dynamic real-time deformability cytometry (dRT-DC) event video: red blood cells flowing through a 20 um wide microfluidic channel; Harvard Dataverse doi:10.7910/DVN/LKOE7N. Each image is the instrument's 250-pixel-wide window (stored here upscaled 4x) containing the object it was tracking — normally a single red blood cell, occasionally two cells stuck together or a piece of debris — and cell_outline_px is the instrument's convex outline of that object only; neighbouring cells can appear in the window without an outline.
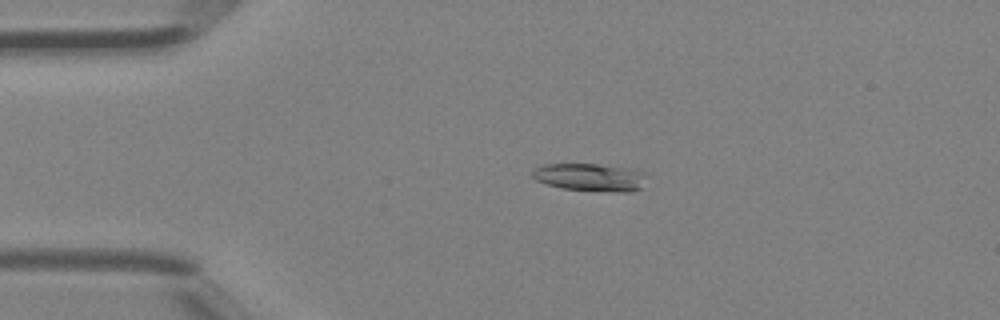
{"species": "Egyptian fruit bat (a non-hibernating species)", "species_latin": "Rousettus aegyptiacus", "temperature_condition": "room temperature", "stored_images_in_passage": 45, "camera_frame_rate_fps": 3000, "um_per_image_px": 0.085, "animal": {"sex": "female"}, "frame": {"image": 1, "passage_image": 9, "time_ms": 2.667, "image_size_px": [1000, 320], "cell_outline_px": [[648, 176], [644, 188], [628, 192], [616, 192], [564, 188], [544, 184], [536, 180], [532, 176], [532, 172], [536, 168], [544, 164], [600, 164], [632, 168], [644, 172]], "centroid_in_image_um": [50.25, 15.06], "position_along_channel_um": 34.7, "area_um2": 18.79}}
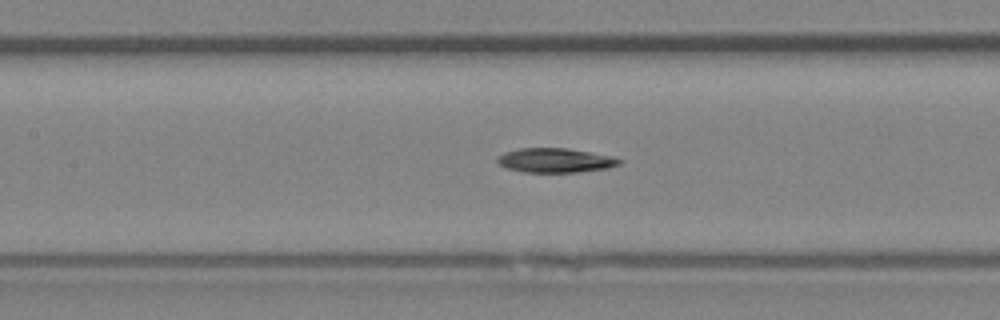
{"frame": {"image": 2, "passage_image": 20, "time_ms": 6.333, "image_size_px": [1000, 320], "cell_outline_px": [[624, 160], [620, 164], [608, 168], [576, 172], [524, 172], [508, 168], [500, 164], [496, 160], [504, 152], [520, 148], [568, 148], [616, 156]], "centroid_in_image_um": [47.28, 13.62], "position_along_channel_um": 160.1, "area_um2": 17.4}}
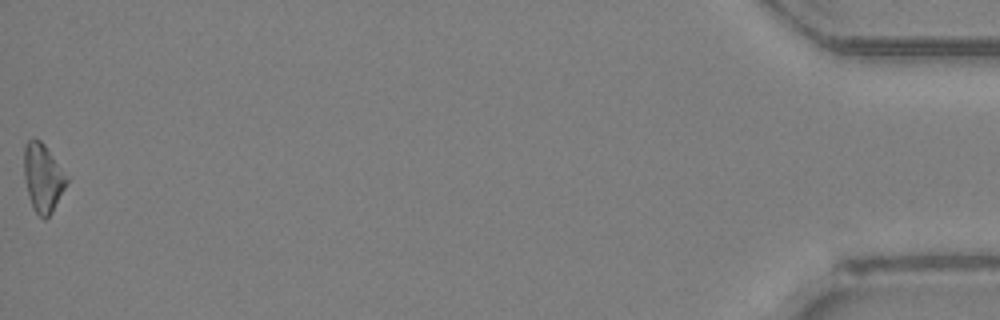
{"frame": {"image": 3, "passage_image": 45, "time_ms": 14.667, "image_size_px": [1000, 320], "cell_outline_px": [[72, 176], [52, 212], [44, 220], [32, 208], [28, 196], [24, 176], [24, 148], [28, 140], [40, 140], [44, 144]], "centroid_in_image_um": [3.71, 15.11], "position_along_channel_um": 431.5, "area_um2": 17.51}, "authors_computed_cell_mechanics": {"area_um2": 17.5134, "velocity_mm_per_s": 4.4944, "shape_relaxation_time_tau1_ms": 11.2652, "shape_relaxation_time_tau2_ms": null, "deformation_change_tau1": 0.2315, "deformation_change_tau2": null}}